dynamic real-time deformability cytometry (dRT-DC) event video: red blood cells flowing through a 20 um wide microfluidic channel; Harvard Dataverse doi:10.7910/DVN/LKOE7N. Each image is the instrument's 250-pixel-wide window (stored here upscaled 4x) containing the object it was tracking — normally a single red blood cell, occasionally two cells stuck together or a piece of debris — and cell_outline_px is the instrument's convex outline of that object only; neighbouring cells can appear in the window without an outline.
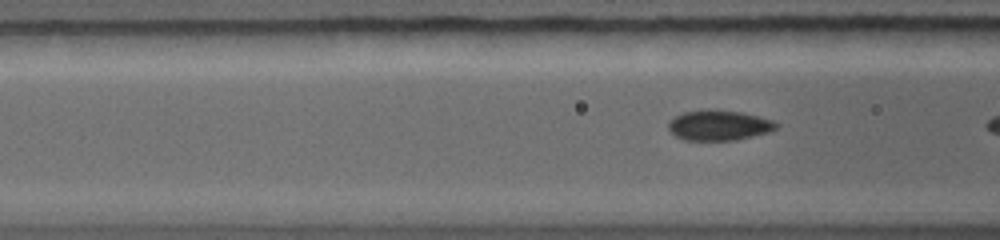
{"species": "common noctule bat (a hibernating species)", "species_latin": "Nyctalus noctula", "temperature_condition": "warm", "stored_images_in_passage": 6, "camera_frame_rate_fps": 5000, "um_per_image_px": 0.085, "animal": {"sex": "female", "body_mass_g": 19.0, "forearm_length_mm": 56.7}, "frame": {"image": 1, "passage_image": 3, "time_ms": 0.4, "image_size_px": [1000, 240], "cell_outline_px": [[776, 128], [764, 132], [728, 140], [692, 140], [680, 136], [672, 132], [668, 128], [668, 124], [676, 116], [684, 112], [740, 112], [772, 120], [776, 124]], "centroid_in_image_um": [61.08, 10.67], "position_along_channel_um": 105.5, "area_um2": 17.34}}